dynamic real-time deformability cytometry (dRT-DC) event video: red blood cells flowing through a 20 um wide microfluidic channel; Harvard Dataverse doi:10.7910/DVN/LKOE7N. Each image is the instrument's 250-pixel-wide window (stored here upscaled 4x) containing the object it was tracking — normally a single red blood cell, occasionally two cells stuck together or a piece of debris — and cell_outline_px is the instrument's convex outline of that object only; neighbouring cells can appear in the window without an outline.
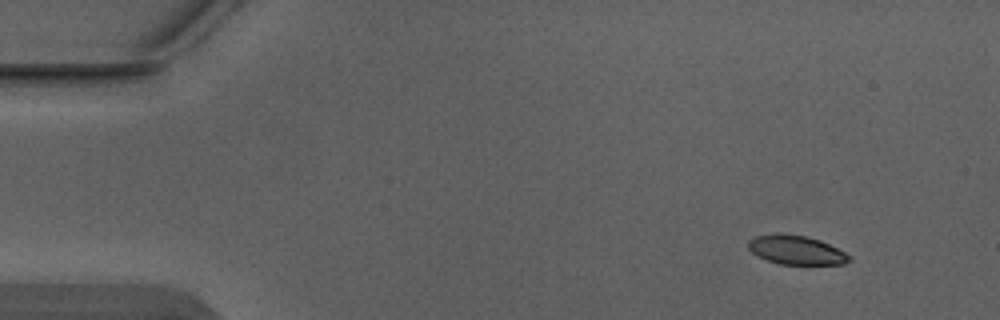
{"species": "Egyptian fruit bat (a non-hibernating species)", "species_latin": "Rousettus aegyptiacus", "temperature_condition": "warm", "stored_images_in_passage": 3, "camera_frame_rate_fps": 3000, "um_per_image_px": 0.085, "animal": {"sex": "male"}, "frame": {"image": 1, "passage_image": 1, "time_ms": 0.0, "image_size_px": [1000, 320], "cell_outline_px": [[852, 260], [844, 264], [780, 264], [768, 260], [752, 252], [748, 248], [748, 240], [756, 236], [804, 236], [820, 240], [852, 256]], "centroid_in_image_um": [67.74, 21.3], "position_along_channel_um": 17.3, "area_um2": 16.3}}